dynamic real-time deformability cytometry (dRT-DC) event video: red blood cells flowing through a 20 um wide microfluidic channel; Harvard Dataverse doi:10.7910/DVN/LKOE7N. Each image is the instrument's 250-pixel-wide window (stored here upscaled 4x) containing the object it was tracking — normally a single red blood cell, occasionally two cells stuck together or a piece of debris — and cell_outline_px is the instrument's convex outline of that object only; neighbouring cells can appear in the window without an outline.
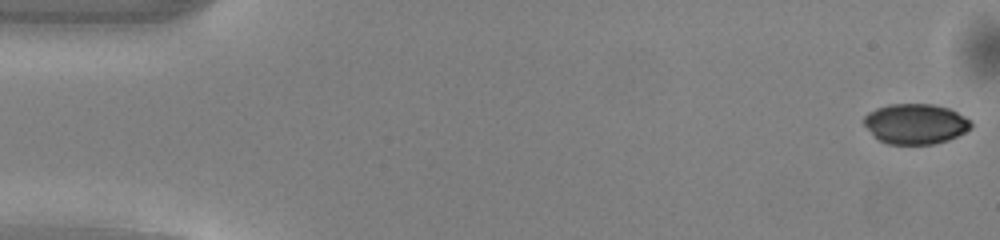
{"species": "common noctule bat (a hibernating species)", "species_latin": "Nyctalus noctula", "temperature_condition": "warm", "stored_images_in_passage": 15, "camera_frame_rate_fps": 3000, "um_per_image_px": 0.085, "animal": {"sex": "male", "body_mass_g": 13.0, "forearm_length_mm": 53.1}, "frame": {"image": 1, "passage_image": 1, "time_ms": 0.0, "image_size_px": [1000, 240], "cell_outline_px": [[972, 128], [948, 140], [932, 144], [888, 144], [880, 140], [864, 124], [864, 116], [868, 112], [876, 108], [888, 104], [932, 104], [948, 108], [964, 116], [972, 124]], "centroid_in_image_um": [77.81, 10.52], "position_along_channel_um": 7.2, "area_um2": 24.85}}
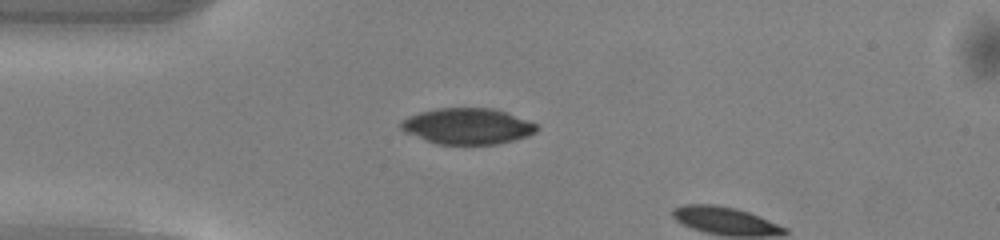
{"frame": {"image": 2, "passage_image": 13, "time_ms": 4.0, "image_size_px": [1000, 240], "cell_outline_px": [[540, 128], [536, 132], [528, 136], [496, 144], [436, 144], [404, 132], [400, 128], [400, 120], [408, 116], [420, 112], [436, 108], [492, 108], [504, 112], [536, 124]], "centroid_in_image_um": [39.68, 10.73], "position_along_channel_um": 45.3, "area_um2": 28.38}}